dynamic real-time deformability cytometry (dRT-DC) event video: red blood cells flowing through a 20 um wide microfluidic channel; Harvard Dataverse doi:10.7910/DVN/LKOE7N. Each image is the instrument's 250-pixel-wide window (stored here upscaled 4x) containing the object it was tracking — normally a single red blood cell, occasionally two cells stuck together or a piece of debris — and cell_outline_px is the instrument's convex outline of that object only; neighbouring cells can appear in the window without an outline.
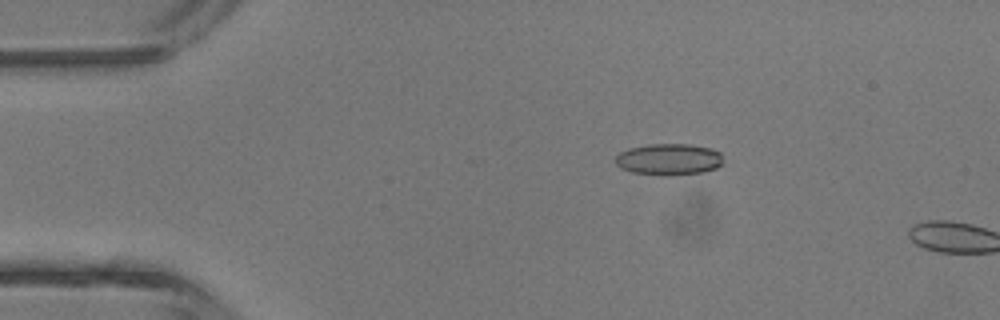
{"species": "common noctule bat (a hibernating species)", "species_latin": "Nyctalus noctula", "temperature_condition": "room temperature", "stored_images_in_passage": 5, "camera_frame_rate_fps": 3000, "um_per_image_px": 0.085, "animal": {"sex": "male", "body_mass_g": 13.3}, "frame": {"image": 1, "passage_image": 5, "time_ms": 5.667, "image_size_px": [1000, 320], "cell_outline_px": [[724, 164], [716, 168], [704, 172], [664, 176], [632, 172], [620, 168], [616, 164], [616, 156], [620, 152], [628, 148], [648, 144], [692, 144], [712, 148], [720, 152]], "centroid_in_image_um": [56.88, 13.54], "position_along_channel_um": 28.1, "area_um2": 20.06}}